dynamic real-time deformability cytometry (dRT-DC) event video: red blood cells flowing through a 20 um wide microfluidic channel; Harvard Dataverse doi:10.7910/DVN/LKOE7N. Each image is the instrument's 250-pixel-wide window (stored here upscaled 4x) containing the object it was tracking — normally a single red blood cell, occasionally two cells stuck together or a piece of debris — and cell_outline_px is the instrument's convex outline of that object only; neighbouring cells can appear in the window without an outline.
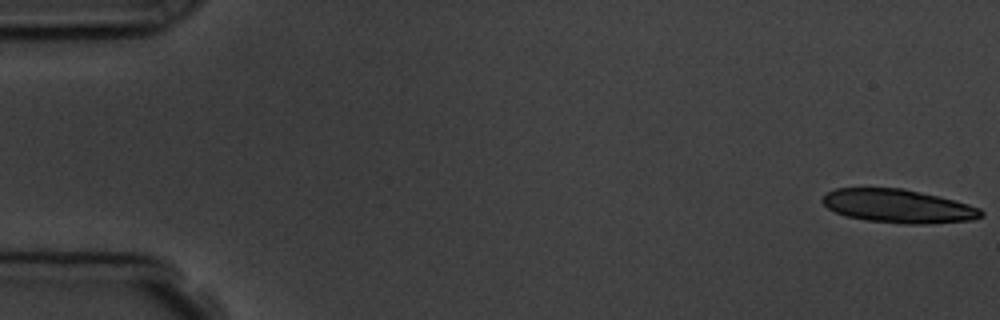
{"species": "common noctule bat (a hibernating species)", "species_latin": "Nyctalus noctula", "temperature_condition": "room temperature", "stored_images_in_passage": 4, "camera_frame_rate_fps": 3000, "um_per_image_px": 0.085, "animal": {"sex": "male", "body_mass_g": 19.5, "forearm_length_mm": 54.6}, "frame": {"image": 1, "passage_image": 1, "time_ms": 0.0, "image_size_px": [1000, 320], "cell_outline_px": [[984, 216], [972, 220], [924, 224], [904, 224], [864, 220], [844, 216], [828, 208], [820, 200], [828, 192], [836, 188], [900, 188], [920, 192], [968, 204], [980, 208], [984, 212]], "centroid_in_image_um": [76.34, 17.53], "position_along_channel_um": 8.7, "area_um2": 30.92}}